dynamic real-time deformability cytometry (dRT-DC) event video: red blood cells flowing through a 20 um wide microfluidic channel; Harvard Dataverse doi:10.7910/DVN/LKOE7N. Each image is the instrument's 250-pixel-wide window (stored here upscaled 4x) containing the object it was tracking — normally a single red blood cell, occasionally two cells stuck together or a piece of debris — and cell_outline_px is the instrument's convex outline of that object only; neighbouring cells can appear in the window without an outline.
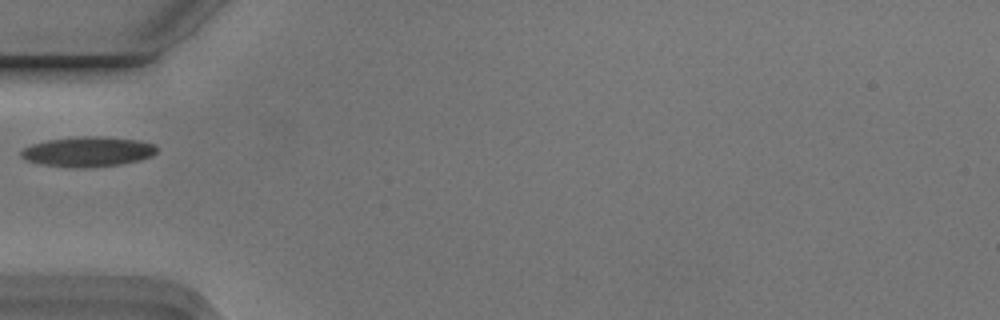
{"species": "Egyptian fruit bat (a non-hibernating species)", "species_latin": "Rousettus aegyptiacus", "temperature_condition": "cold", "stored_images_in_passage": 3, "camera_frame_rate_fps": 3000, "um_per_image_px": 0.085, "animal": {"sex": "male"}, "frame": {"image": 1, "passage_image": 2, "time_ms": 0.333, "image_size_px": [1000, 320], "cell_outline_px": [[160, 148], [152, 156], [140, 160], [120, 164], [88, 168], [72, 168], [40, 164], [28, 160], [20, 156], [20, 152], [24, 148], [32, 144], [48, 140], [76, 136], [104, 136], [140, 140], [156, 144]], "centroid_in_image_um": [7.52, 12.88], "position_along_channel_um": 77.5, "area_um2": 24.1}}
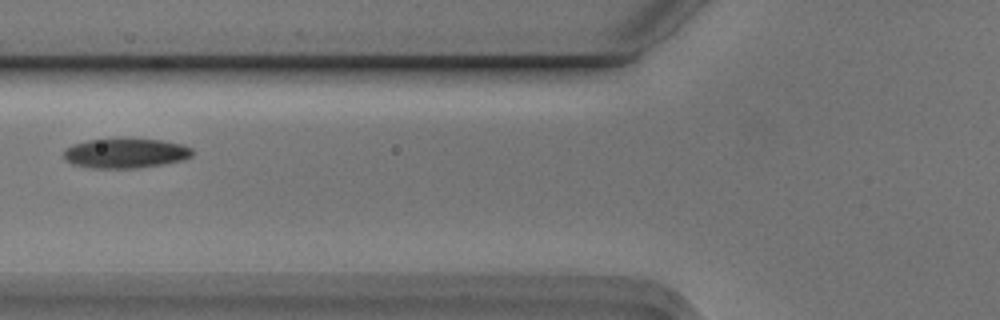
{"frame": {"image": 2, "passage_image": 3, "time_ms": 0.667, "image_size_px": [1000, 320], "cell_outline_px": [[192, 156], [184, 160], [136, 168], [92, 168], [72, 164], [64, 160], [64, 148], [72, 144], [88, 140], [124, 136], [128, 136], [160, 140], [180, 144], [192, 148]], "centroid_in_image_um": [10.62, 12.98], "position_along_channel_um": 115.2, "area_um2": 23.0}}